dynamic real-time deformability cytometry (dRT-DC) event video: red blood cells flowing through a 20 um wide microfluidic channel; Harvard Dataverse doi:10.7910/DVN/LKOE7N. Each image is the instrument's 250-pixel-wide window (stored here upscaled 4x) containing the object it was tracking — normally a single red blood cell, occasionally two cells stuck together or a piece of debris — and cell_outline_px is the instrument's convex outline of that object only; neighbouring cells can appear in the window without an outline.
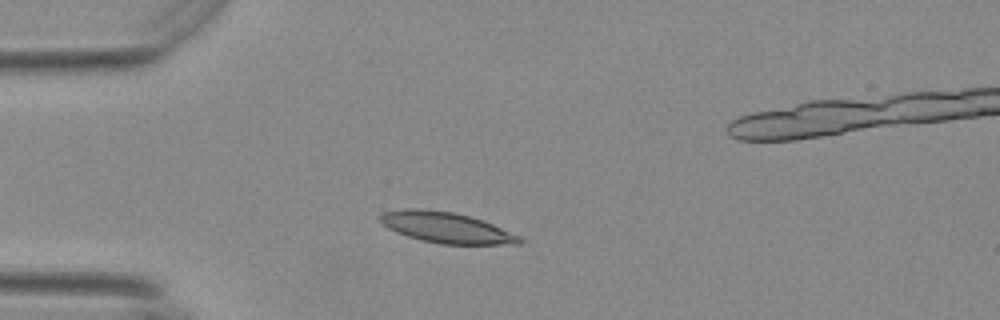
{"species": "Egyptian fruit bat (a non-hibernating species)", "species_latin": "Rousettus aegyptiacus", "temperature_condition": "warm", "stored_images_in_passage": 14, "camera_frame_rate_fps": 3000, "um_per_image_px": 0.085, "animal": {"sex": "female"}, "frame": {"image": 1, "passage_image": 11, "time_ms": 3.333, "image_size_px": [1000, 320], "cell_outline_px": [[524, 240], [520, 244], [440, 244], [420, 240], [396, 232], [388, 228], [380, 220], [380, 216], [384, 212], [404, 208], [424, 208], [452, 212], [468, 216], [492, 224], [520, 236]], "centroid_in_image_um": [37.92, 19.34], "position_along_channel_um": 47.1, "area_um2": 24.8}}